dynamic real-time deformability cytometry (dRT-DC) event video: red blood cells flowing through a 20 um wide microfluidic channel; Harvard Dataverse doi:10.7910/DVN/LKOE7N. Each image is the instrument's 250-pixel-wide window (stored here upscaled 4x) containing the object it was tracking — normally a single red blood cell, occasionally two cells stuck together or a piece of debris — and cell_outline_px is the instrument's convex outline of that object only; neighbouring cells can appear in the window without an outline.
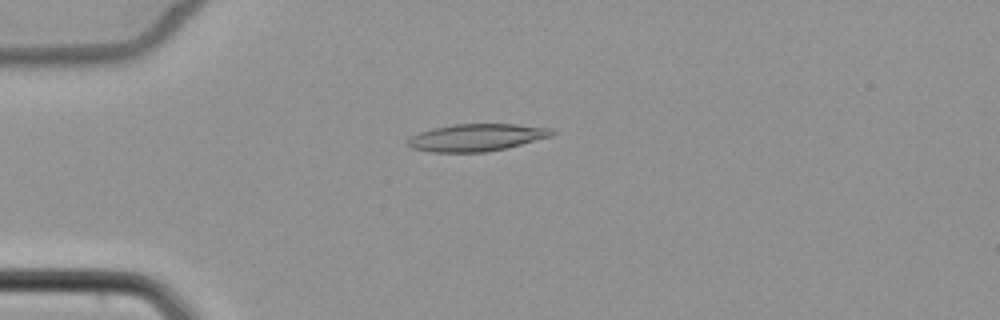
{"species": "common noctule bat (a hibernating species)", "species_latin": "Nyctalus noctula", "temperature_condition": "cold", "stored_images_in_passage": 5, "camera_frame_rate_fps": 3000, "um_per_image_px": 0.085, "animal": {"sex": "female", "body_mass_g": 22.7, "forearm_length_mm": 54.2}, "frame": {"image": 1, "passage_image": 4, "time_ms": 3.667, "image_size_px": [1000, 320], "cell_outline_px": [[556, 132], [552, 136], [508, 148], [484, 152], [428, 152], [412, 148], [408, 144], [408, 140], [412, 136], [420, 132], [432, 128], [456, 124], [516, 124], [552, 128]], "centroid_in_image_um": [40.55, 11.69], "position_along_channel_um": 44.5, "area_um2": 22.95}}